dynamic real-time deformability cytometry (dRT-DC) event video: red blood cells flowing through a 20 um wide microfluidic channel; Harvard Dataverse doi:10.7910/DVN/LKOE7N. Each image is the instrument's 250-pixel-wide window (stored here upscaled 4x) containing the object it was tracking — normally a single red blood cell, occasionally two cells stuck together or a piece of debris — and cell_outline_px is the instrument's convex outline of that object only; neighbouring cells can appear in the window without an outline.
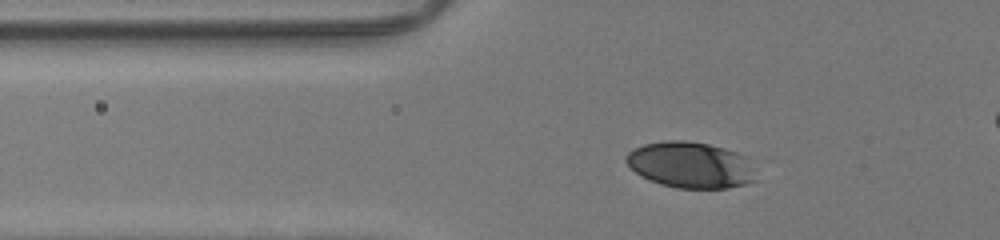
{"species": "human", "species_latin": "Homo sapiens", "temperature_condition": "room temperature", "stored_images_in_passage": 41, "camera_frame_rate_fps": 3000, "um_per_image_px": 0.085, "donor": {"sex": "male"}, "frame": {"image": 1, "passage_image": 15, "time_ms": 4.667, "image_size_px": [1000, 240], "cell_outline_px": [[760, 180], [728, 188], [676, 188], [660, 184], [636, 172], [624, 160], [624, 156], [632, 148], [644, 144], [664, 140], [684, 140], [708, 144], [724, 148], [748, 156]], "centroid_in_image_um": [58.75, 14.01], "position_along_channel_um": 67.0, "area_um2": 35.32}}
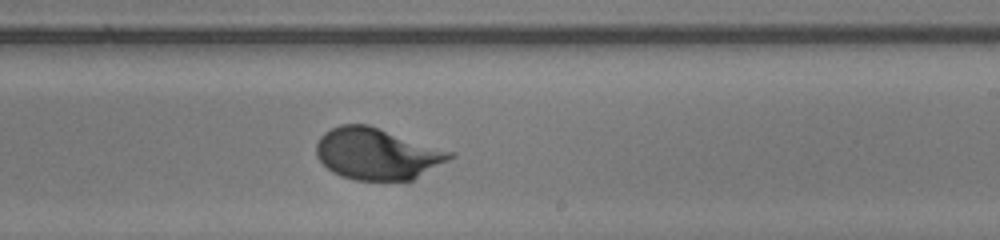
{"frame": {"image": 2, "passage_image": 30, "time_ms": 9.667, "image_size_px": [1000, 240], "cell_outline_px": [[456, 156], [412, 180], [356, 180], [340, 176], [332, 172], [316, 156], [316, 144], [320, 136], [324, 132], [340, 124], [368, 124], [456, 152]], "centroid_in_image_um": [32.07, 13.06], "position_along_channel_um": 256.9, "area_um2": 40.29}}
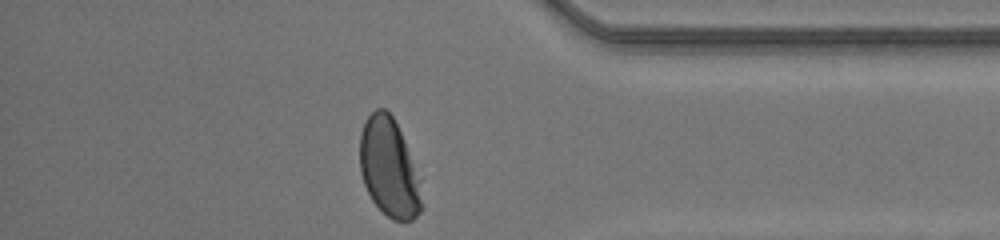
{"frame": {"image": 3, "passage_image": 41, "time_ms": 13.333, "image_size_px": [1000, 240], "cell_outline_px": [[424, 208], [412, 220], [392, 220], [372, 200], [364, 184], [360, 172], [360, 132], [368, 116], [376, 108], [384, 108], [392, 116], [404, 140], [420, 180]], "centroid_in_image_um": [33.08, 14.28], "position_along_channel_um": 402.1, "area_um2": 35.37}, "authors_computed_cell_mechanics": {"area_um2": 37.9746, "velocity_mm_per_s": 4.1801, "shape_relaxation_time_tau1_ms": 3.5293, "shape_relaxation_time_tau2_ms": null, "deformation_change_tau1": 0.1407, "deformation_change_tau2": null}}